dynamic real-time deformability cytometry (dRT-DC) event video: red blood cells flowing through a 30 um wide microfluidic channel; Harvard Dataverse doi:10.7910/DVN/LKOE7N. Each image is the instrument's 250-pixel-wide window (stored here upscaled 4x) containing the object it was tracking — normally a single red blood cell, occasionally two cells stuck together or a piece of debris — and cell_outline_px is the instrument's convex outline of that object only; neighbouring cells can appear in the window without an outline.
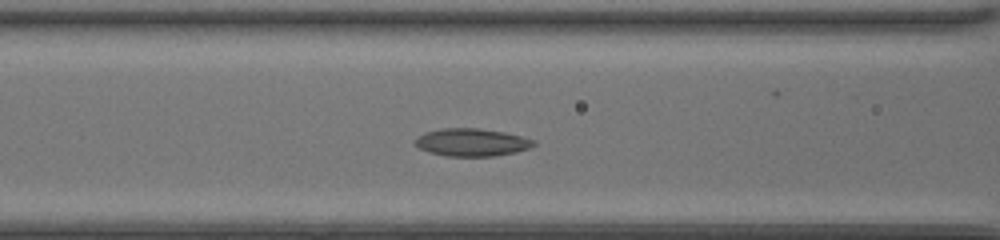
{"species": "common noctule bat (a hibernating species)", "species_latin": "Nyctalus noctula", "temperature_condition": "room temperature", "stored_images_in_passage": 41, "camera_frame_rate_fps": 3000, "um_per_image_px": 0.085, "animal": {"sex": "female", "body_mass_g": 20.0, "forearm_length_mm": 54.0}, "frame": {"image": 1, "passage_image": 13, "time_ms": 4.0, "image_size_px": [1000, 240], "cell_outline_px": [[536, 144], [532, 148], [516, 152], [492, 156], [448, 156], [428, 152], [412, 144], [424, 132], [444, 128], [476, 128], [504, 132], [536, 140]], "centroid_in_image_um": [40.12, 12.1], "position_along_channel_um": 126.5, "area_um2": 19.13}}
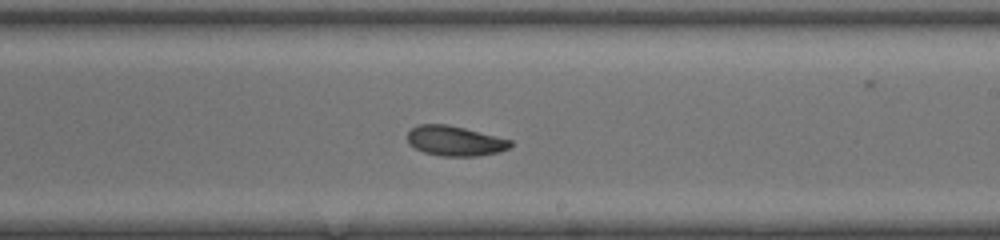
{"frame": {"image": 2, "passage_image": 22, "time_ms": 7.0, "image_size_px": [1000, 240], "cell_outline_px": [[512, 144], [508, 148], [500, 152], [476, 156], [440, 156], [424, 152], [408, 144], [408, 132], [412, 128], [420, 124], [448, 124], [512, 140]], "centroid_in_image_um": [38.67, 11.98], "position_along_channel_um": 250.3, "area_um2": 17.92}}
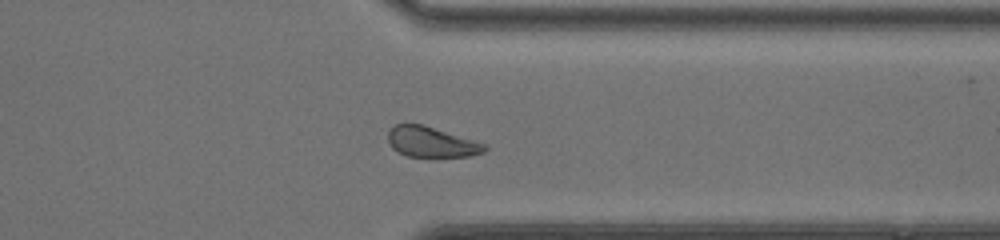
{"frame": {"image": 3, "passage_image": 31, "time_ms": 10.0, "image_size_px": [1000, 240], "cell_outline_px": [[488, 148], [484, 152], [468, 156], [408, 156], [392, 148], [388, 140], [388, 132], [396, 124], [424, 124], [488, 144]], "centroid_in_image_um": [36.71, 12.05], "position_along_channel_um": 374.7, "area_um2": 17.05}, "authors_computed_cell_mechanics": {"area_um2": 19.1318, "velocity_mm_per_s": 4.1403, "shape_relaxation_time_tau1_ms": 5.8909, "shape_relaxation_time_tau2_ms": null, "deformation_change_tau1": 0.1154, "deformation_change_tau2": null}}